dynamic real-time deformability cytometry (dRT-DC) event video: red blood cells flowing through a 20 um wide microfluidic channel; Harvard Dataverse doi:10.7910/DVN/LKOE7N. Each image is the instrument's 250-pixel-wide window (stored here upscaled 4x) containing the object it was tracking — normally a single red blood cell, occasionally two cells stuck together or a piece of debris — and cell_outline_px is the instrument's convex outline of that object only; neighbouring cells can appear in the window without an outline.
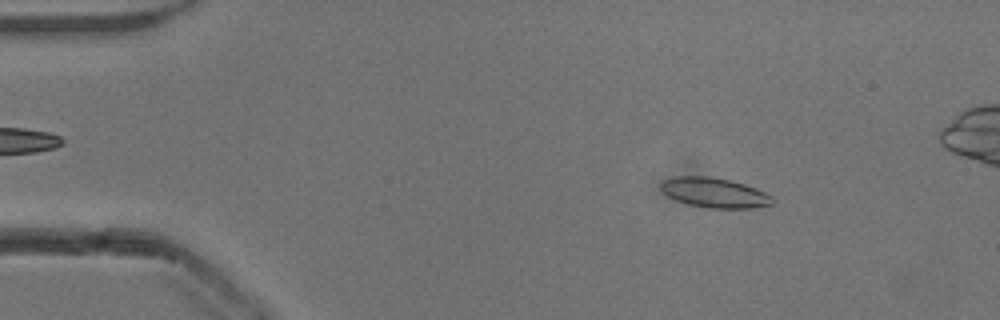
{"species": "common noctule bat (a hibernating species)", "species_latin": "Nyctalus noctula", "temperature_condition": "cold", "stored_images_in_passage": 53, "camera_frame_rate_fps": 3000, "um_per_image_px": 0.085, "animal": {"sex": "male", "body_mass_g": 13.3}, "frame": {"image": 1, "passage_image": 7, "time_ms": 2.0, "image_size_px": [1000, 320], "cell_outline_px": [[776, 200], [772, 204], [752, 208], [708, 208], [688, 204], [676, 200], [668, 196], [660, 188], [660, 184], [664, 180], [676, 176], [708, 176], [732, 180], [756, 188], [772, 196]], "centroid_in_image_um": [60.75, 16.38], "position_along_channel_um": 24.3, "area_um2": 19.48}}
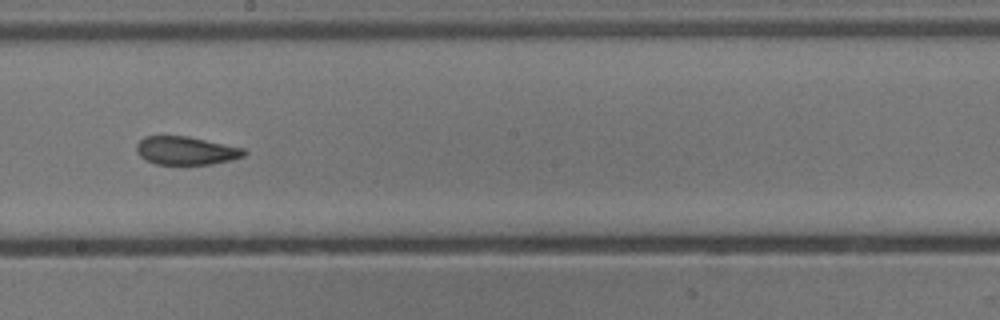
{"frame": {"image": 2, "passage_image": 29, "time_ms": 9.333, "image_size_px": [1000, 320], "cell_outline_px": [[248, 152], [244, 156], [232, 160], [212, 164], [156, 164], [140, 156], [136, 152], [136, 144], [144, 136], [188, 136], [244, 148]], "centroid_in_image_um": [15.83, 12.8], "position_along_channel_um": 232.4, "area_um2": 17.74}}
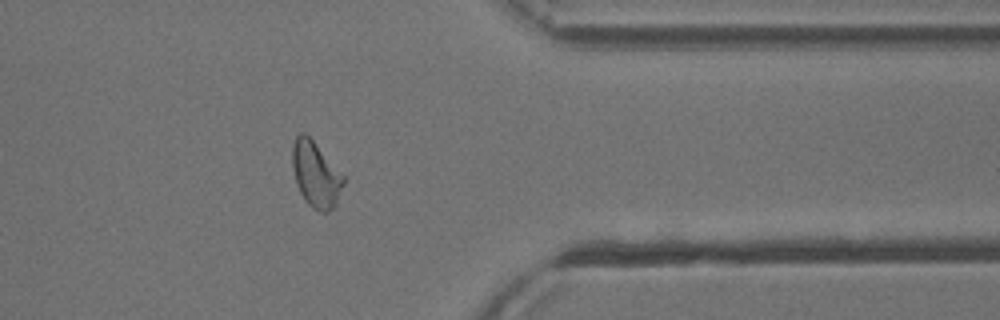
{"frame": {"image": 3, "passage_image": 42, "time_ms": 13.667, "image_size_px": [1000, 320], "cell_outline_px": [[344, 184], [336, 204], [328, 212], [320, 212], [312, 208], [308, 204], [300, 192], [296, 184], [292, 168], [292, 144], [296, 136], [300, 132], [304, 132], [312, 140], [344, 176]], "centroid_in_image_um": [26.82, 14.84], "position_along_channel_um": 384.6, "area_um2": 19.42}, "authors_computed_cell_mechanics": {"area_um2": 19.0162, "velocity_mm_per_s": 3.8391, "shape_relaxation_time_tau1_ms": 10.4642, "shape_relaxation_time_tau2_ms": 1.739, "deformation_change_tau1": 0.1815, "deformation_change_tau2": 0.0849}}